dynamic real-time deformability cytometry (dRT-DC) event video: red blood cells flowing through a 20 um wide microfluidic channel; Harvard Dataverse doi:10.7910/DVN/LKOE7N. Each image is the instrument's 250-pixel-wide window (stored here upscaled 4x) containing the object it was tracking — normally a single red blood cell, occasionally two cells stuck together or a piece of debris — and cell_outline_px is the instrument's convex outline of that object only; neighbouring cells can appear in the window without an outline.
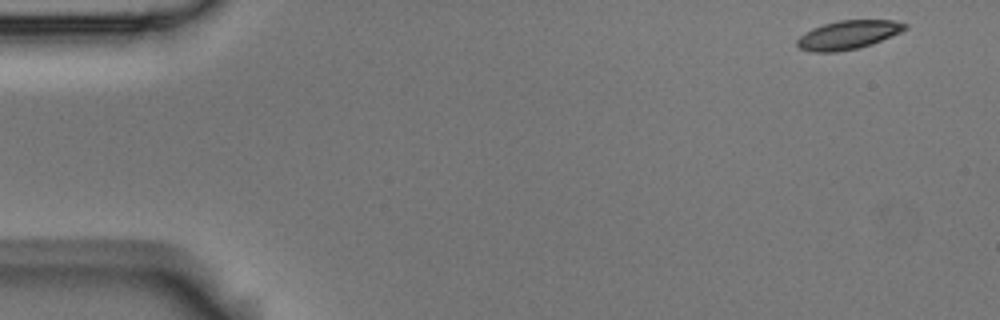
{"species": "Egyptian fruit bat (a non-hibernating species)", "species_latin": "Rousettus aegyptiacus", "temperature_condition": "room temperature", "stored_images_in_passage": 13, "camera_frame_rate_fps": 3000, "um_per_image_px": 0.085, "animal": {"sex": "male"}, "frame": {"image": 1, "passage_image": 1, "time_ms": 0.0, "image_size_px": [1000, 320], "cell_outline_px": [[908, 28], [900, 32], [872, 44], [856, 48], [836, 52], [812, 52], [800, 48], [796, 44], [796, 40], [804, 32], [812, 28], [824, 24], [840, 20], [892, 20], [908, 24]], "centroid_in_image_um": [72.07, 2.96], "position_along_channel_um": 12.9, "area_um2": 17.98}}
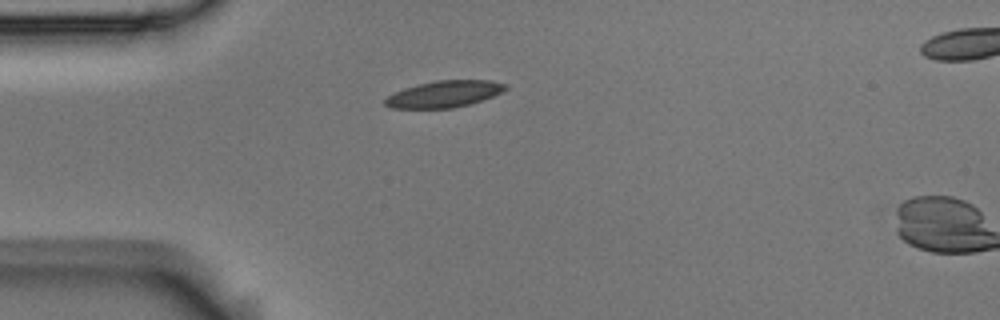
{"frame": {"image": 2, "passage_image": 12, "time_ms": 3.667, "image_size_px": [1000, 320], "cell_outline_px": [[508, 88], [492, 96], [468, 104], [452, 108], [392, 108], [384, 104], [384, 100], [388, 96], [404, 88], [416, 84], [436, 80], [492, 80], [504, 84]], "centroid_in_image_um": [37.72, 7.98], "position_along_channel_um": 47.3, "area_um2": 18.44}}